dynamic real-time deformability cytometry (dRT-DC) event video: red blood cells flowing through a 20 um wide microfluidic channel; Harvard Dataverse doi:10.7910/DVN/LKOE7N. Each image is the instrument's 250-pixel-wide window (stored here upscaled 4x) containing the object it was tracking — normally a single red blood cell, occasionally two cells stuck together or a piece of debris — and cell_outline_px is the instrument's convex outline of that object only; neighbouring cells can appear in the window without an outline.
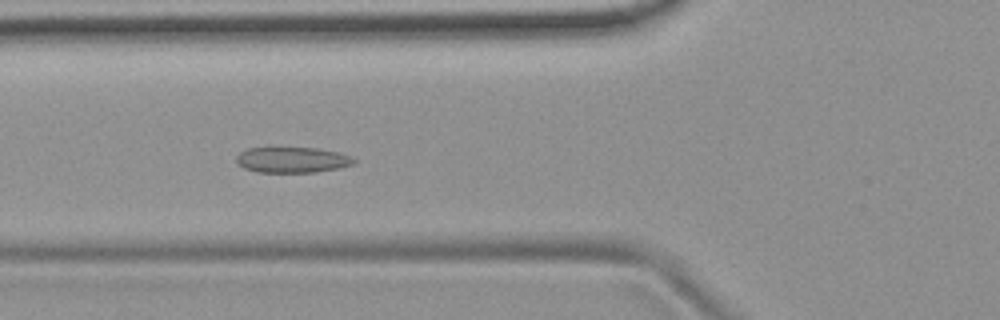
{"species": "common noctule bat (a hibernating species)", "species_latin": "Nyctalus noctula", "temperature_condition": "room temperature", "stored_images_in_passage": 43, "camera_frame_rate_fps": 3000, "um_per_image_px": 0.085, "animal": {"sex": "female", "body_mass_g": 19.9}, "frame": {"image": 1, "passage_image": 9, "time_ms": 2.667, "image_size_px": [1000, 320], "cell_outline_px": [[356, 160], [352, 164], [340, 168], [316, 172], [256, 172], [244, 168], [236, 164], [236, 156], [240, 152], [248, 148], [316, 148], [340, 152]], "centroid_in_image_um": [24.81, 13.59], "position_along_channel_um": 101.0, "area_um2": 17.57}}
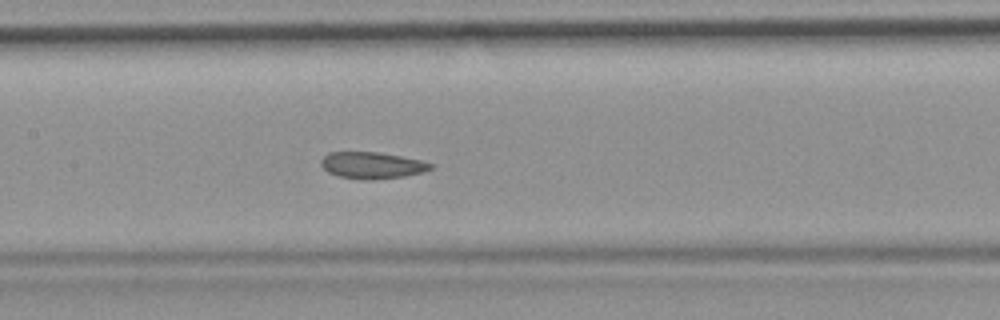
{"frame": {"image": 2, "passage_image": 15, "time_ms": 4.667, "image_size_px": [1000, 320], "cell_outline_px": [[432, 168], [424, 172], [404, 176], [368, 180], [360, 180], [340, 176], [328, 172], [320, 164], [320, 160], [328, 152], [376, 152], [400, 156], [420, 160], [432, 164]], "centroid_in_image_um": [31.59, 14.05], "position_along_channel_um": 175.8, "area_um2": 16.88}}
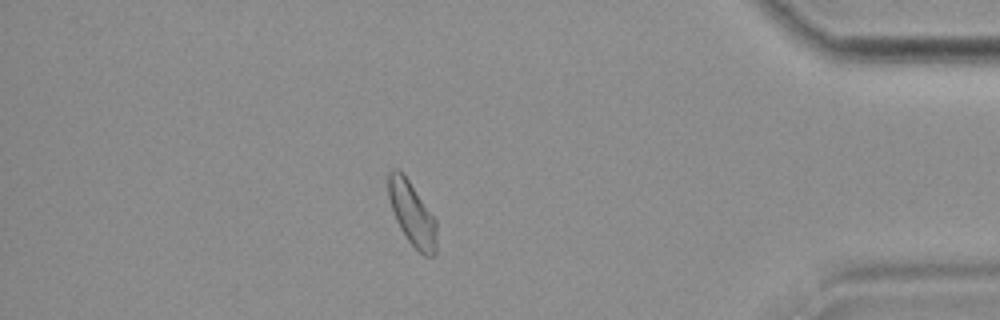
{"frame": {"image": 3, "passage_image": 36, "time_ms": 11.667, "image_size_px": [1000, 320], "cell_outline_px": [[436, 252], [432, 256], [424, 256], [408, 240], [400, 228], [396, 220], [388, 196], [388, 172], [392, 168], [396, 168], [408, 180], [436, 220]], "centroid_in_image_um": [35.02, 18.17], "position_along_channel_um": 400.2, "area_um2": 17.51}, "authors_computed_cell_mechanics": {"area_um2": 17.6868, "velocity_mm_per_s": 3.7402, "shape_relaxation_time_tau1_ms": null, "shape_relaxation_time_tau2_ms": 2.2343, "deformation_change_tau1": null, "deformation_change_tau2": 0.0722}}